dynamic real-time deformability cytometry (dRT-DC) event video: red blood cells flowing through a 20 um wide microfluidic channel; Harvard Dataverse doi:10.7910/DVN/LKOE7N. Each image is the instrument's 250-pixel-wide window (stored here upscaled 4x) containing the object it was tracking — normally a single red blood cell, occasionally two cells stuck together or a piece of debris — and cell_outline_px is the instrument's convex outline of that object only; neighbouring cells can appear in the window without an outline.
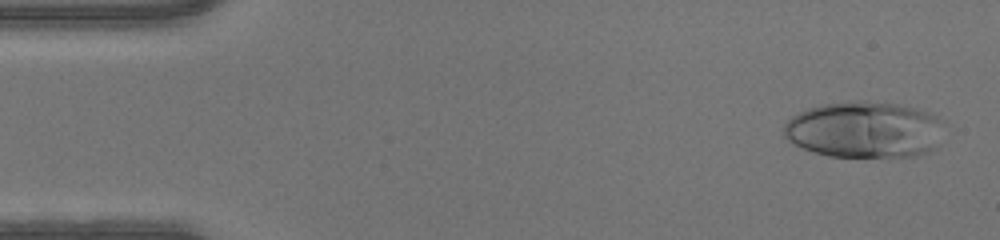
{"species": "human", "species_latin": "Homo sapiens", "temperature_condition": "warm", "stored_images_in_passage": 47, "camera_frame_rate_fps": 3000, "um_per_image_px": 0.085, "donor": {"sex": "male"}, "frame": {"image": 1, "passage_image": 2, "time_ms": 0.333, "image_size_px": [1000, 240], "cell_outline_px": [[936, 148], [916, 156], [828, 156], [800, 148], [792, 144], [784, 136], [784, 124], [792, 116], [808, 108], [824, 104], [852, 100], [860, 100], [896, 104], [916, 108], [928, 112], [936, 116]], "centroid_in_image_um": [73.34, 11.02], "position_along_channel_um": 11.7, "area_um2": 51.9}}
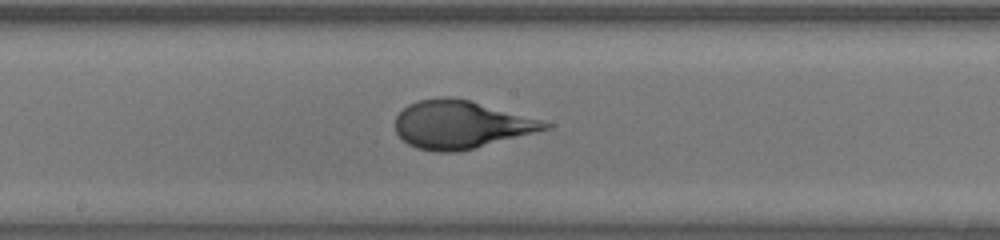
{"frame": {"image": 2, "passage_image": 24, "time_ms": 7.667, "image_size_px": [1000, 240], "cell_outline_px": [[552, 128], [456, 152], [436, 152], [416, 148], [408, 144], [396, 132], [396, 116], [408, 104], [416, 100], [440, 96], [452, 96], [468, 100], [540, 120], [552, 124]], "centroid_in_image_um": [39.11, 10.58], "position_along_channel_um": 209.1, "area_um2": 41.27}}
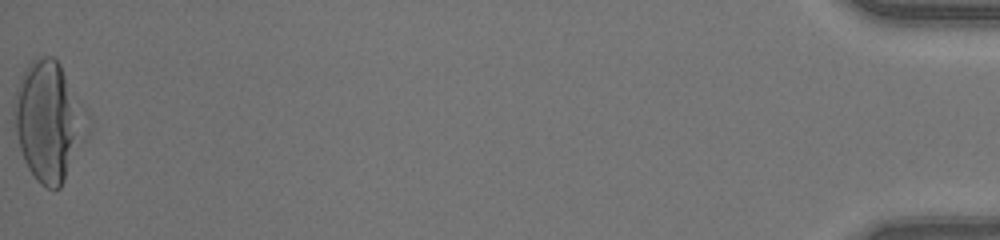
{"frame": {"image": 3, "passage_image": 47, "time_ms": 15.333, "image_size_px": [1000, 240], "cell_outline_px": [[92, 128], [60, 188], [48, 188], [40, 184], [36, 180], [28, 168], [24, 160], [20, 148], [16, 132], [12, 108], [16, 88], [20, 76], [28, 64], [32, 60], [44, 56], [52, 56], [60, 64], [88, 112], [92, 120]], "centroid_in_image_um": [4.18, 10.29], "position_along_channel_um": 431.0, "area_um2": 51.67}}